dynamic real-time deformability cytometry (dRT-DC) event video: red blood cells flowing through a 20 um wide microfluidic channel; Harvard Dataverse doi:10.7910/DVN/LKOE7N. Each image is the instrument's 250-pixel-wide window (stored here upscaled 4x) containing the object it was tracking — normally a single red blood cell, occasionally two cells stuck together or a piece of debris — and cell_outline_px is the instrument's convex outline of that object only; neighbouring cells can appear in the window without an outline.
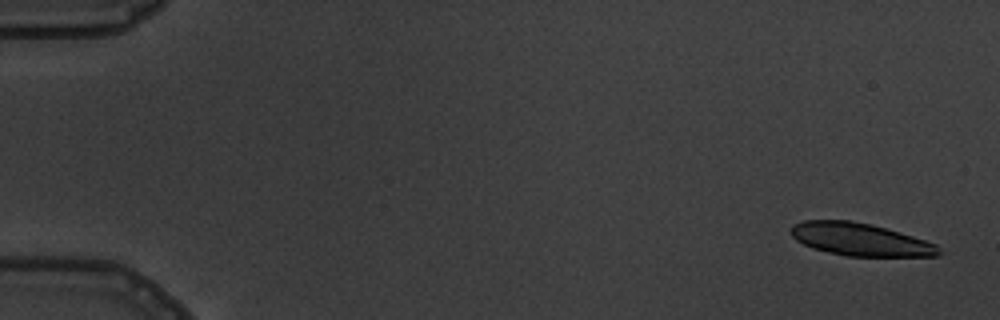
{"species": "common noctule bat (a hibernating species)", "species_latin": "Nyctalus noctula", "temperature_condition": "warm", "stored_images_in_passage": 6, "camera_frame_rate_fps": 3000, "um_per_image_px": 0.085, "animal": {"sex": "male", "body_mass_g": 19.5, "forearm_length_mm": 54.6}, "frame": {"image": 1, "passage_image": 1, "time_ms": 0.0, "image_size_px": [1000, 320], "cell_outline_px": [[944, 252], [940, 256], [848, 256], [828, 252], [812, 248], [796, 240], [792, 236], [792, 224], [804, 220], [848, 220], [872, 224], [900, 232], [936, 244]], "centroid_in_image_um": [73.14, 20.35], "position_along_channel_um": 11.9, "area_um2": 28.15}}